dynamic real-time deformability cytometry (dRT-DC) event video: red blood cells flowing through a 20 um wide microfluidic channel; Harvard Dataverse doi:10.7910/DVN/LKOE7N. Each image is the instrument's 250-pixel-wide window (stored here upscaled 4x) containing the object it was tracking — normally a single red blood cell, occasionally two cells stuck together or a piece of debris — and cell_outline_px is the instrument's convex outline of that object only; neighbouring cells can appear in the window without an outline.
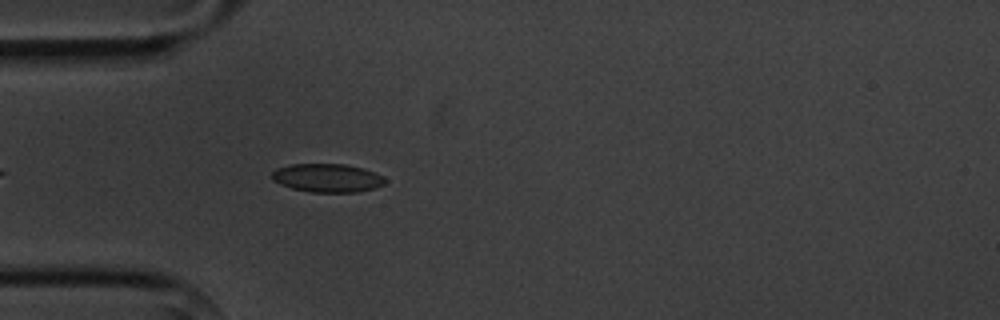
{"species": "common noctule bat (a hibernating species)", "species_latin": "Nyctalus noctula", "temperature_condition": "cold", "stored_images_in_passage": 4, "camera_frame_rate_fps": 3000, "um_per_image_px": 0.085, "animal": {"sex": "male", "body_mass_g": 20.1, "forearm_length_mm": 53.5}, "frame": {"image": 1, "passage_image": 4, "time_ms": 4.333, "image_size_px": [1000, 320], "cell_outline_px": [[388, 180], [384, 184], [372, 188], [356, 192], [312, 192], [292, 188], [280, 184], [272, 180], [272, 172], [276, 168], [292, 164], [344, 164], [364, 168], [384, 176]], "centroid_in_image_um": [27.83, 15.12], "position_along_channel_um": 57.2, "area_um2": 18.79}}